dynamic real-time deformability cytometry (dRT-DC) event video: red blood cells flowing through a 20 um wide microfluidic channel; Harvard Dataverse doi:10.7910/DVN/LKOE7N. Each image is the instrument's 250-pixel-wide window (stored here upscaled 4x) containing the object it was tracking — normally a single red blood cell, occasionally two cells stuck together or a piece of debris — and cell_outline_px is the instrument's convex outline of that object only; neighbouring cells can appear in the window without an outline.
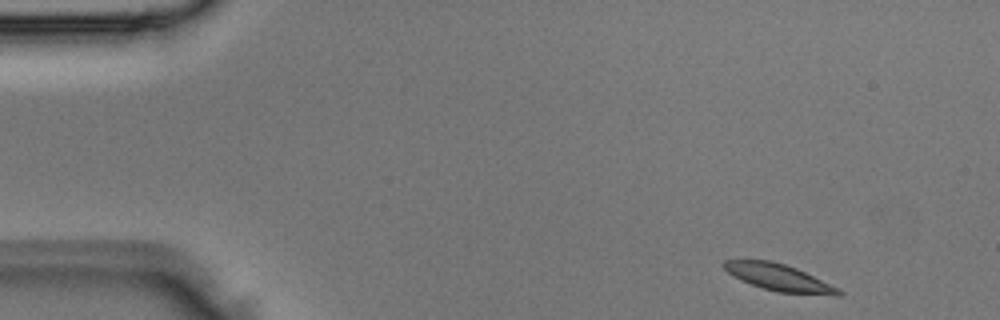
{"species": "Egyptian fruit bat (a non-hibernating species)", "species_latin": "Rousettus aegyptiacus", "temperature_condition": "room temperature", "stored_images_in_passage": 3, "camera_frame_rate_fps": 3000, "um_per_image_px": 0.085, "animal": {"sex": "male"}, "frame": {"image": 1, "passage_image": 1, "time_ms": 0.0, "image_size_px": [1000, 320], "cell_outline_px": [[844, 292], [840, 296], [832, 296], [776, 292], [740, 280], [732, 276], [720, 264], [724, 260], [772, 260], [796, 268], [840, 288]], "centroid_in_image_um": [66.24, 23.6], "position_along_channel_um": 18.8, "area_um2": 18.15}}
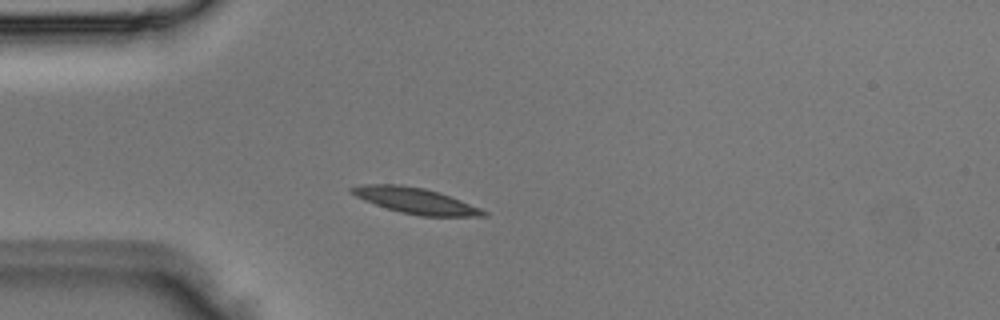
{"frame": {"image": 2, "passage_image": 3, "time_ms": 0.667, "image_size_px": [1000, 320], "cell_outline_px": [[488, 216], [420, 216], [400, 212], [364, 200], [348, 192], [348, 188], [364, 184], [400, 184], [424, 188], [440, 192], [480, 208], [488, 212]], "centroid_in_image_um": [35.3, 17.05], "position_along_channel_um": 49.7, "area_um2": 19.77}}